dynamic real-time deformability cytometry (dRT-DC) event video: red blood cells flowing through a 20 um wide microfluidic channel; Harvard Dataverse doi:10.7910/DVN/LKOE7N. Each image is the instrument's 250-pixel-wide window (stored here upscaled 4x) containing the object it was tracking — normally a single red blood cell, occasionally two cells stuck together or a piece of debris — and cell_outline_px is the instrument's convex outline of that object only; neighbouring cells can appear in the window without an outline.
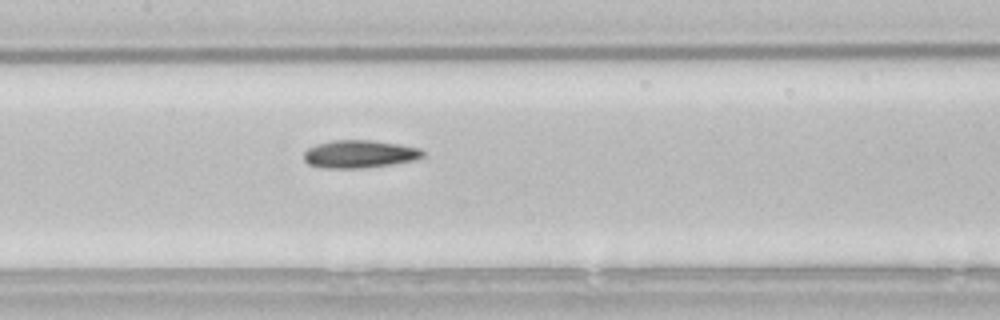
{"species": "common noctule bat (a hibernating species)", "species_latin": "Nyctalus noctula", "temperature_condition": "room temperature", "stored_images_in_passage": 30, "camera_frame_rate_fps": 3000, "um_per_image_px": 0.085, "animal": {"sex": "male", "body_mass_g": 21.5, "forearm_length_mm": 52.0}, "frame": {"image": 1, "passage_image": 9, "time_ms": 2.667, "image_size_px": [1000, 320], "cell_outline_px": [[424, 156], [416, 160], [392, 164], [364, 168], [320, 168], [308, 164], [304, 160], [304, 152], [308, 148], [316, 144], [332, 140], [372, 140], [400, 144], [420, 148], [424, 152]], "centroid_in_image_um": [30.56, 13.09], "position_along_channel_um": 176.8, "area_um2": 19.48}}
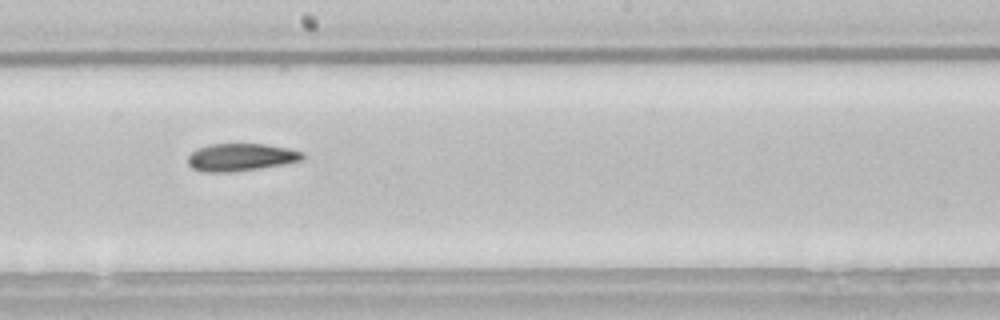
{"frame": {"image": 2, "passage_image": 13, "time_ms": 4.0, "image_size_px": [1000, 320], "cell_outline_px": [[304, 156], [300, 160], [284, 164], [232, 172], [204, 172], [192, 168], [188, 164], [188, 156], [196, 148], [208, 144], [264, 144], [288, 148], [304, 152]], "centroid_in_image_um": [20.43, 13.36], "position_along_channel_um": 227.8, "area_um2": 18.38}}